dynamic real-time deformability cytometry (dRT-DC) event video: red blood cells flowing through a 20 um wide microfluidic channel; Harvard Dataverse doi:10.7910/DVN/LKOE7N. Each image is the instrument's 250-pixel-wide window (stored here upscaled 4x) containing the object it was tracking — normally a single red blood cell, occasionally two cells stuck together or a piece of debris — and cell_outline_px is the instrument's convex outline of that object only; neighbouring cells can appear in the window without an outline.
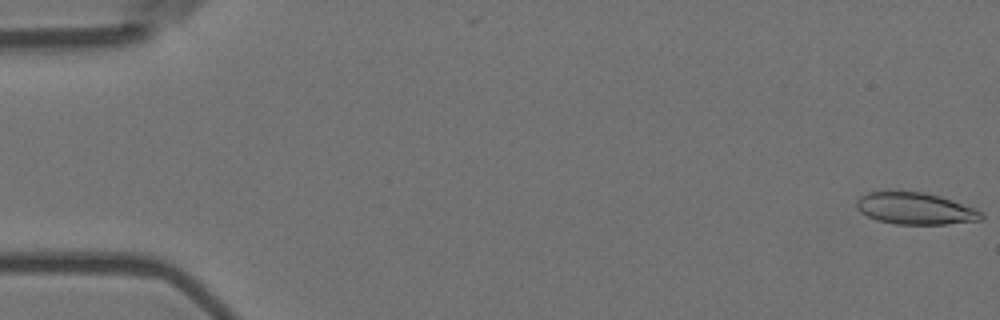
{"species": "Egyptian fruit bat (a non-hibernating species)", "species_latin": "Rousettus aegyptiacus", "temperature_condition": "room temperature", "stored_images_in_passage": 56, "camera_frame_rate_fps": 3000, "um_per_image_px": 0.085, "animal": {"sex": "female"}, "frame": {"image": 1, "passage_image": 1, "time_ms": 0.0, "image_size_px": [1000, 320], "cell_outline_px": [[984, 216], [980, 220], [948, 224], [896, 224], [876, 220], [860, 212], [856, 208], [856, 200], [860, 196], [868, 192], [924, 192], [940, 196], [984, 212]], "centroid_in_image_um": [77.78, 17.73], "position_along_channel_um": 7.2, "area_um2": 23.0}}
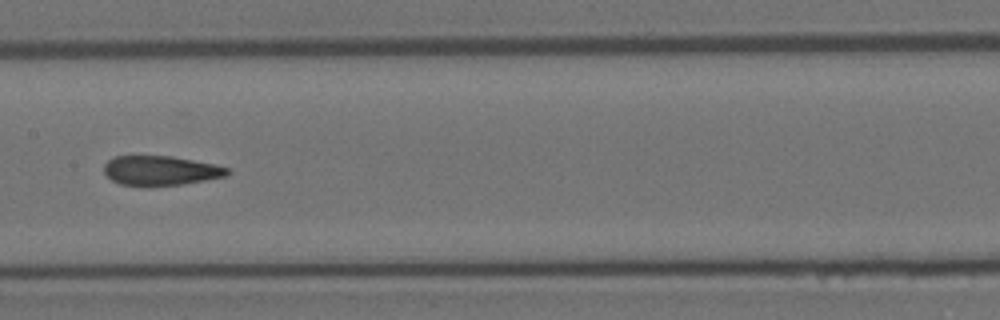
{"frame": {"image": 2, "passage_image": 29, "time_ms": 9.333, "image_size_px": [1000, 320], "cell_outline_px": [[232, 172], [228, 176], [180, 184], [148, 188], [120, 184], [112, 180], [104, 172], [104, 164], [108, 160], [116, 156], [172, 156], [216, 164], [228, 168]], "centroid_in_image_um": [13.66, 14.52], "position_along_channel_um": 193.7, "area_um2": 21.68}}
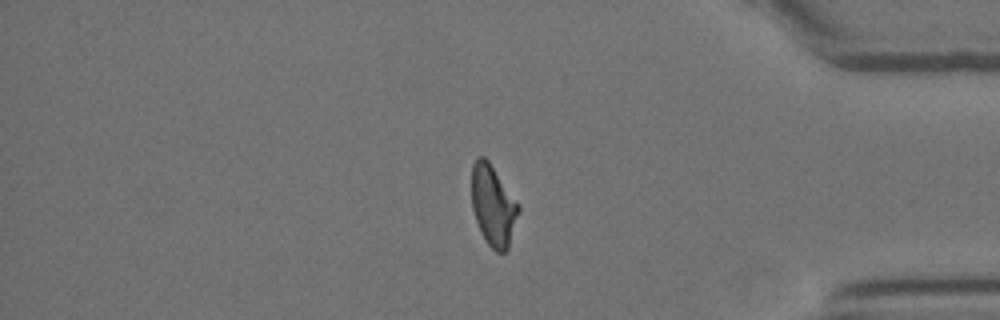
{"frame": {"image": 3, "passage_image": 48, "time_ms": 15.667, "image_size_px": [1000, 320], "cell_outline_px": [[520, 212], [508, 248], [504, 252], [496, 252], [488, 244], [480, 232], [472, 208], [472, 164], [476, 156], [484, 156], [488, 160], [520, 204]], "centroid_in_image_um": [41.93, 17.45], "position_along_channel_um": 393.3, "area_um2": 22.25}}